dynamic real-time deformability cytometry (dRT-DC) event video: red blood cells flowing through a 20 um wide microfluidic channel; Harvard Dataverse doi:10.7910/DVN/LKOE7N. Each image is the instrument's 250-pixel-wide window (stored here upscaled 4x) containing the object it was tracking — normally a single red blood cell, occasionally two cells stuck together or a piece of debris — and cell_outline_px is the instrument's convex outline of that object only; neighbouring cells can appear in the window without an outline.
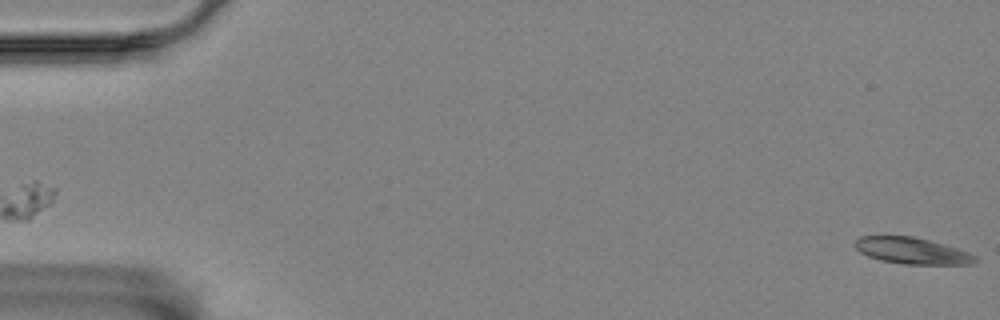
{"species": "Egyptian fruit bat (a non-hibernating species)", "species_latin": "Rousettus aegyptiacus", "temperature_condition": "room temperature", "stored_images_in_passage": 3, "segment_of_instrument_passage": [2, 2], "camera_frame_rate_fps": 3000, "um_per_image_px": 0.085, "animal": {"sex": "female"}, "frame": {"image": 1, "passage_image": 3, "time_ms": 0.667, "image_size_px": [1000, 320], "cell_outline_px": [[980, 260], [972, 264], [904, 264], [880, 260], [868, 256], [860, 252], [856, 248], [856, 240], [860, 236], [912, 236], [944, 244], [968, 252], [976, 256]], "centroid_in_image_um": [77.55, 21.32], "position_along_channel_um": 7.5, "area_um2": 18.38}}